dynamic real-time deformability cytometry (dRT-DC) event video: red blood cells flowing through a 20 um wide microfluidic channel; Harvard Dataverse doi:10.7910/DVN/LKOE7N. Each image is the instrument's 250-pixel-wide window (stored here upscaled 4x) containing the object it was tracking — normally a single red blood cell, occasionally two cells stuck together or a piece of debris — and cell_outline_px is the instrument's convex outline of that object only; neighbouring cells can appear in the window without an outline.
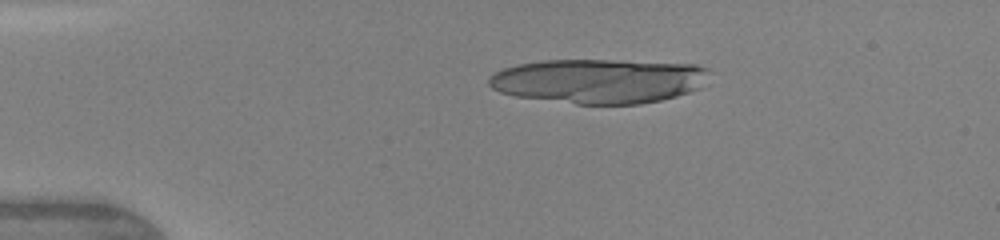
{"species": "human", "species_latin": "Homo sapiens", "temperature_condition": "warm", "stored_images_in_passage": 6, "camera_frame_rate_fps": 3000, "um_per_image_px": 0.085, "donor": {"sex": "female"}, "frame": {"image": 1, "passage_image": 3, "time_ms": 2.333, "image_size_px": [1000, 240], "cell_outline_px": [[712, 72], [700, 88], [676, 96], [660, 100], [640, 104], [576, 104], [516, 96], [500, 92], [492, 88], [488, 84], [488, 76], [504, 68], [516, 64], [540, 60], [620, 60], [696, 64], [708, 68]], "centroid_in_image_um": [50.92, 6.87], "position_along_channel_um": 34.1, "area_um2": 57.68}}